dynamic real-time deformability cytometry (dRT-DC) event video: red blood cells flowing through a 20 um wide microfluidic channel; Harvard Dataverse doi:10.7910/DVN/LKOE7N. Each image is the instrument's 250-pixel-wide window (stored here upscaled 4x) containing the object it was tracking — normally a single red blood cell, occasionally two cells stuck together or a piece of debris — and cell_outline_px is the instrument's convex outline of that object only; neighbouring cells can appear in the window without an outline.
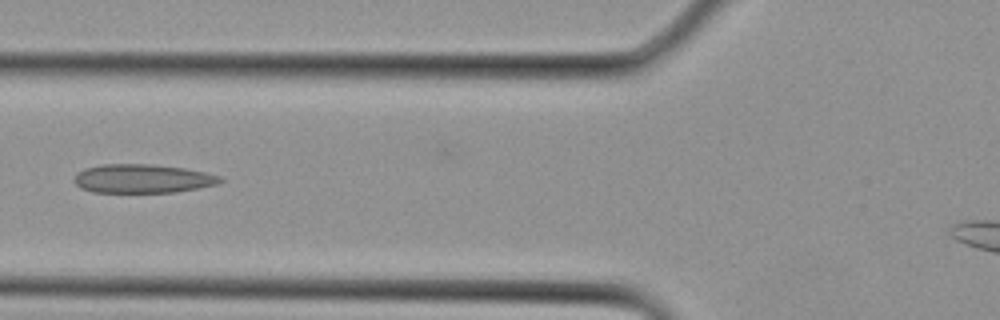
{"species": "Egyptian fruit bat (a non-hibernating species)", "species_latin": "Rousettus aegyptiacus", "temperature_condition": "cold", "stored_images_in_passage": 12, "camera_frame_rate_fps": 3000, "um_per_image_px": 0.085, "animal": {"sex": "female"}, "frame": {"image": 1, "passage_image": 9, "time_ms": 2.667, "image_size_px": [1000, 320], "cell_outline_px": [[224, 180], [216, 184], [176, 192], [92, 192], [80, 188], [72, 180], [76, 172], [84, 168], [100, 164], [152, 164], [184, 168], [204, 172], [220, 176]], "centroid_in_image_um": [12.05, 15.17], "position_along_channel_um": 113.8, "area_um2": 24.57}}
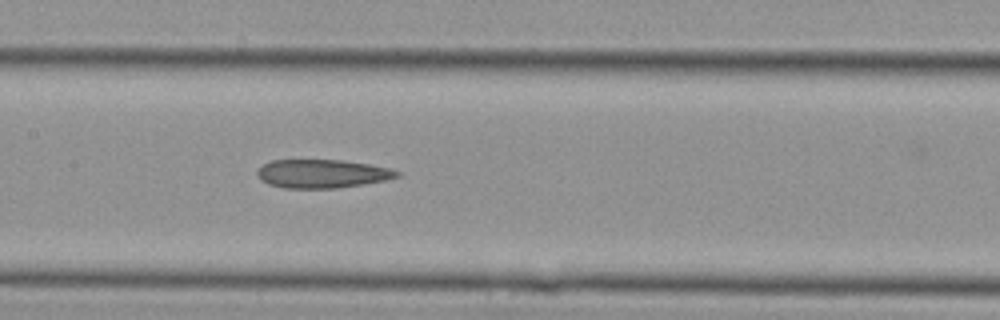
{"frame": {"image": 2, "passage_image": 12, "time_ms": 3.667, "image_size_px": [1000, 320], "cell_outline_px": [[400, 176], [384, 180], [364, 184], [336, 188], [284, 188], [268, 184], [256, 172], [264, 164], [272, 160], [340, 160], [368, 164], [392, 168], [400, 172]], "centroid_in_image_um": [27.42, 14.76], "position_along_channel_um": 180.0, "area_um2": 23.0}}